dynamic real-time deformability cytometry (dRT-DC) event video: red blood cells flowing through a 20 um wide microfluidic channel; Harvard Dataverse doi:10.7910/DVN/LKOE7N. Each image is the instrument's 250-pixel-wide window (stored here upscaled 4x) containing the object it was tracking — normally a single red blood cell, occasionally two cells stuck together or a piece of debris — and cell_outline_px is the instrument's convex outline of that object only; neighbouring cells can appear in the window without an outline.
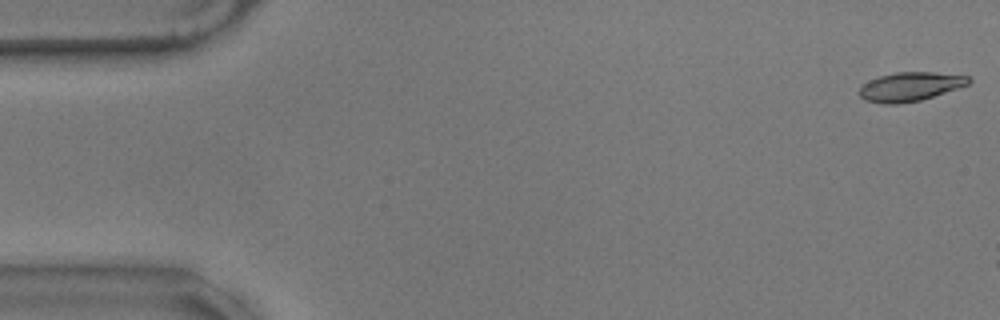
{"species": "common noctule bat (a hibernating species)", "species_latin": "Nyctalus noctula", "temperature_condition": "warm", "stored_images_in_passage": 7, "camera_frame_rate_fps": 3000, "um_per_image_px": 0.085, "animal": {"sex": "male", "body_mass_g": 17.9}, "frame": {"image": 1, "passage_image": 1, "time_ms": 0.0, "image_size_px": [1000, 320], "cell_outline_px": [[972, 80], [968, 84], [920, 100], [896, 104], [880, 104], [864, 100], [860, 96], [860, 88], [864, 84], [880, 76], [896, 72], [932, 72], [968, 76]], "centroid_in_image_um": [77.34, 7.37], "position_along_channel_um": 7.7, "area_um2": 18.09}}